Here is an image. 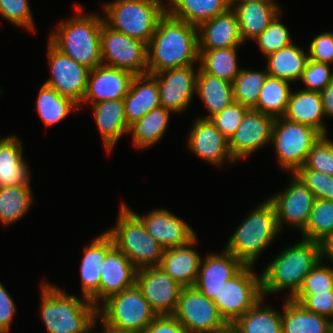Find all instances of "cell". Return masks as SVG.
Instances as JSON below:
<instances>
[{
  "label": "cell",
  "mask_w": 333,
  "mask_h": 333,
  "mask_svg": "<svg viewBox=\"0 0 333 333\" xmlns=\"http://www.w3.org/2000/svg\"><path fill=\"white\" fill-rule=\"evenodd\" d=\"M198 28L166 12L147 45L148 74L199 65Z\"/></svg>",
  "instance_id": "cell-1"
},
{
  "label": "cell",
  "mask_w": 333,
  "mask_h": 333,
  "mask_svg": "<svg viewBox=\"0 0 333 333\" xmlns=\"http://www.w3.org/2000/svg\"><path fill=\"white\" fill-rule=\"evenodd\" d=\"M74 16L57 24L48 40L63 54L89 69L102 64L100 32L104 23L98 12L84 14V6L74 3Z\"/></svg>",
  "instance_id": "cell-2"
},
{
  "label": "cell",
  "mask_w": 333,
  "mask_h": 333,
  "mask_svg": "<svg viewBox=\"0 0 333 333\" xmlns=\"http://www.w3.org/2000/svg\"><path fill=\"white\" fill-rule=\"evenodd\" d=\"M320 260L318 242L302 238L284 247L261 272L263 296L266 298L267 295L288 290L285 298L291 299L301 288L306 275Z\"/></svg>",
  "instance_id": "cell-3"
},
{
  "label": "cell",
  "mask_w": 333,
  "mask_h": 333,
  "mask_svg": "<svg viewBox=\"0 0 333 333\" xmlns=\"http://www.w3.org/2000/svg\"><path fill=\"white\" fill-rule=\"evenodd\" d=\"M39 288V314L47 333H87L98 317L95 304L82 296L68 294L47 280Z\"/></svg>",
  "instance_id": "cell-4"
},
{
  "label": "cell",
  "mask_w": 333,
  "mask_h": 333,
  "mask_svg": "<svg viewBox=\"0 0 333 333\" xmlns=\"http://www.w3.org/2000/svg\"><path fill=\"white\" fill-rule=\"evenodd\" d=\"M255 207L236 227L224 248L245 265L252 266H256L262 252L281 234L273 204L265 199Z\"/></svg>",
  "instance_id": "cell-5"
},
{
  "label": "cell",
  "mask_w": 333,
  "mask_h": 333,
  "mask_svg": "<svg viewBox=\"0 0 333 333\" xmlns=\"http://www.w3.org/2000/svg\"><path fill=\"white\" fill-rule=\"evenodd\" d=\"M166 0H111L102 4L104 23L115 31L148 45L160 18L167 12Z\"/></svg>",
  "instance_id": "cell-6"
},
{
  "label": "cell",
  "mask_w": 333,
  "mask_h": 333,
  "mask_svg": "<svg viewBox=\"0 0 333 333\" xmlns=\"http://www.w3.org/2000/svg\"><path fill=\"white\" fill-rule=\"evenodd\" d=\"M115 226L105 232L137 270L159 266L164 248L147 232L142 221L121 203Z\"/></svg>",
  "instance_id": "cell-7"
},
{
  "label": "cell",
  "mask_w": 333,
  "mask_h": 333,
  "mask_svg": "<svg viewBox=\"0 0 333 333\" xmlns=\"http://www.w3.org/2000/svg\"><path fill=\"white\" fill-rule=\"evenodd\" d=\"M157 316L136 284L98 307V317L123 333H143Z\"/></svg>",
  "instance_id": "cell-8"
},
{
  "label": "cell",
  "mask_w": 333,
  "mask_h": 333,
  "mask_svg": "<svg viewBox=\"0 0 333 333\" xmlns=\"http://www.w3.org/2000/svg\"><path fill=\"white\" fill-rule=\"evenodd\" d=\"M322 134L311 126L275 118L270 145H273L278 165L287 173L304 166L311 147Z\"/></svg>",
  "instance_id": "cell-9"
},
{
  "label": "cell",
  "mask_w": 333,
  "mask_h": 333,
  "mask_svg": "<svg viewBox=\"0 0 333 333\" xmlns=\"http://www.w3.org/2000/svg\"><path fill=\"white\" fill-rule=\"evenodd\" d=\"M255 266L245 265L234 277L228 279L215 295L221 316L228 324L253 308L263 297L261 273H255Z\"/></svg>",
  "instance_id": "cell-10"
},
{
  "label": "cell",
  "mask_w": 333,
  "mask_h": 333,
  "mask_svg": "<svg viewBox=\"0 0 333 333\" xmlns=\"http://www.w3.org/2000/svg\"><path fill=\"white\" fill-rule=\"evenodd\" d=\"M102 64L136 75L148 74L147 44L102 25L100 32Z\"/></svg>",
  "instance_id": "cell-11"
},
{
  "label": "cell",
  "mask_w": 333,
  "mask_h": 333,
  "mask_svg": "<svg viewBox=\"0 0 333 333\" xmlns=\"http://www.w3.org/2000/svg\"><path fill=\"white\" fill-rule=\"evenodd\" d=\"M188 333H220L228 323L216 304L195 287H184L172 315Z\"/></svg>",
  "instance_id": "cell-12"
},
{
  "label": "cell",
  "mask_w": 333,
  "mask_h": 333,
  "mask_svg": "<svg viewBox=\"0 0 333 333\" xmlns=\"http://www.w3.org/2000/svg\"><path fill=\"white\" fill-rule=\"evenodd\" d=\"M291 175L289 184L284 190H281L282 192H277L267 198L275 208L281 232L286 225L301 232L309 220L316 199L295 173H291Z\"/></svg>",
  "instance_id": "cell-13"
},
{
  "label": "cell",
  "mask_w": 333,
  "mask_h": 333,
  "mask_svg": "<svg viewBox=\"0 0 333 333\" xmlns=\"http://www.w3.org/2000/svg\"><path fill=\"white\" fill-rule=\"evenodd\" d=\"M47 41L46 55L50 78L44 84L80 105L90 69L63 54L49 40Z\"/></svg>",
  "instance_id": "cell-14"
},
{
  "label": "cell",
  "mask_w": 333,
  "mask_h": 333,
  "mask_svg": "<svg viewBox=\"0 0 333 333\" xmlns=\"http://www.w3.org/2000/svg\"><path fill=\"white\" fill-rule=\"evenodd\" d=\"M198 70L199 65H191L150 74L157 82L160 105L174 114L188 109L196 94Z\"/></svg>",
  "instance_id": "cell-15"
},
{
  "label": "cell",
  "mask_w": 333,
  "mask_h": 333,
  "mask_svg": "<svg viewBox=\"0 0 333 333\" xmlns=\"http://www.w3.org/2000/svg\"><path fill=\"white\" fill-rule=\"evenodd\" d=\"M135 284L158 316L174 314L184 287L160 266L137 270Z\"/></svg>",
  "instance_id": "cell-16"
},
{
  "label": "cell",
  "mask_w": 333,
  "mask_h": 333,
  "mask_svg": "<svg viewBox=\"0 0 333 333\" xmlns=\"http://www.w3.org/2000/svg\"><path fill=\"white\" fill-rule=\"evenodd\" d=\"M274 120V117L260 111H247L236 132L228 140L229 151L236 162L270 144Z\"/></svg>",
  "instance_id": "cell-17"
},
{
  "label": "cell",
  "mask_w": 333,
  "mask_h": 333,
  "mask_svg": "<svg viewBox=\"0 0 333 333\" xmlns=\"http://www.w3.org/2000/svg\"><path fill=\"white\" fill-rule=\"evenodd\" d=\"M144 224L150 236L164 249H171L188 244L197 236L191 225L165 208H153L143 213H136L124 203Z\"/></svg>",
  "instance_id": "cell-18"
},
{
  "label": "cell",
  "mask_w": 333,
  "mask_h": 333,
  "mask_svg": "<svg viewBox=\"0 0 333 333\" xmlns=\"http://www.w3.org/2000/svg\"><path fill=\"white\" fill-rule=\"evenodd\" d=\"M187 136V147L196 157L218 168L236 162L232 157L227 138L215 124L206 118L198 117L193 122Z\"/></svg>",
  "instance_id": "cell-19"
},
{
  "label": "cell",
  "mask_w": 333,
  "mask_h": 333,
  "mask_svg": "<svg viewBox=\"0 0 333 333\" xmlns=\"http://www.w3.org/2000/svg\"><path fill=\"white\" fill-rule=\"evenodd\" d=\"M134 77L135 75L129 71L104 64L90 69L86 90L79 109L83 104H87L86 108H88L91 104L124 99Z\"/></svg>",
  "instance_id": "cell-20"
},
{
  "label": "cell",
  "mask_w": 333,
  "mask_h": 333,
  "mask_svg": "<svg viewBox=\"0 0 333 333\" xmlns=\"http://www.w3.org/2000/svg\"><path fill=\"white\" fill-rule=\"evenodd\" d=\"M220 253H208L202 258L194 287L213 300L223 284L234 277L245 264L224 248Z\"/></svg>",
  "instance_id": "cell-21"
},
{
  "label": "cell",
  "mask_w": 333,
  "mask_h": 333,
  "mask_svg": "<svg viewBox=\"0 0 333 333\" xmlns=\"http://www.w3.org/2000/svg\"><path fill=\"white\" fill-rule=\"evenodd\" d=\"M83 256L79 268L81 279L80 296L90 300L97 307L100 306V276L102 263L106 254L114 247L112 238L102 232L100 235L84 245Z\"/></svg>",
  "instance_id": "cell-22"
},
{
  "label": "cell",
  "mask_w": 333,
  "mask_h": 333,
  "mask_svg": "<svg viewBox=\"0 0 333 333\" xmlns=\"http://www.w3.org/2000/svg\"><path fill=\"white\" fill-rule=\"evenodd\" d=\"M199 50L240 47L243 44L236 13L230 7L198 27Z\"/></svg>",
  "instance_id": "cell-23"
},
{
  "label": "cell",
  "mask_w": 333,
  "mask_h": 333,
  "mask_svg": "<svg viewBox=\"0 0 333 333\" xmlns=\"http://www.w3.org/2000/svg\"><path fill=\"white\" fill-rule=\"evenodd\" d=\"M100 276V305L109 297L133 287L136 267L115 246L106 254Z\"/></svg>",
  "instance_id": "cell-24"
},
{
  "label": "cell",
  "mask_w": 333,
  "mask_h": 333,
  "mask_svg": "<svg viewBox=\"0 0 333 333\" xmlns=\"http://www.w3.org/2000/svg\"><path fill=\"white\" fill-rule=\"evenodd\" d=\"M198 236L188 244L164 249L159 266L183 287H194L203 255L195 248Z\"/></svg>",
  "instance_id": "cell-25"
},
{
  "label": "cell",
  "mask_w": 333,
  "mask_h": 333,
  "mask_svg": "<svg viewBox=\"0 0 333 333\" xmlns=\"http://www.w3.org/2000/svg\"><path fill=\"white\" fill-rule=\"evenodd\" d=\"M95 125L99 130L104 150L111 153L117 142L128 135L129 126L126 123L125 105L123 99L107 100L91 104Z\"/></svg>",
  "instance_id": "cell-26"
},
{
  "label": "cell",
  "mask_w": 333,
  "mask_h": 333,
  "mask_svg": "<svg viewBox=\"0 0 333 333\" xmlns=\"http://www.w3.org/2000/svg\"><path fill=\"white\" fill-rule=\"evenodd\" d=\"M22 139L7 135L0 141V187L31 185V170L24 158Z\"/></svg>",
  "instance_id": "cell-27"
},
{
  "label": "cell",
  "mask_w": 333,
  "mask_h": 333,
  "mask_svg": "<svg viewBox=\"0 0 333 333\" xmlns=\"http://www.w3.org/2000/svg\"><path fill=\"white\" fill-rule=\"evenodd\" d=\"M230 7L236 13L243 43L258 37L283 9L277 2L230 3Z\"/></svg>",
  "instance_id": "cell-28"
},
{
  "label": "cell",
  "mask_w": 333,
  "mask_h": 333,
  "mask_svg": "<svg viewBox=\"0 0 333 333\" xmlns=\"http://www.w3.org/2000/svg\"><path fill=\"white\" fill-rule=\"evenodd\" d=\"M284 118L313 127L322 135L328 134V127L324 123L325 112L320 92L296 89L291 91Z\"/></svg>",
  "instance_id": "cell-29"
},
{
  "label": "cell",
  "mask_w": 333,
  "mask_h": 333,
  "mask_svg": "<svg viewBox=\"0 0 333 333\" xmlns=\"http://www.w3.org/2000/svg\"><path fill=\"white\" fill-rule=\"evenodd\" d=\"M123 101L125 105L126 123L130 126L152 109L161 106L156 80L150 74L136 75Z\"/></svg>",
  "instance_id": "cell-30"
},
{
  "label": "cell",
  "mask_w": 333,
  "mask_h": 333,
  "mask_svg": "<svg viewBox=\"0 0 333 333\" xmlns=\"http://www.w3.org/2000/svg\"><path fill=\"white\" fill-rule=\"evenodd\" d=\"M207 112L201 118L210 119L234 102L232 83L205 73L200 67L197 73L196 94Z\"/></svg>",
  "instance_id": "cell-31"
},
{
  "label": "cell",
  "mask_w": 333,
  "mask_h": 333,
  "mask_svg": "<svg viewBox=\"0 0 333 333\" xmlns=\"http://www.w3.org/2000/svg\"><path fill=\"white\" fill-rule=\"evenodd\" d=\"M294 42L266 58L268 76L283 79L290 83L299 82L308 62V51Z\"/></svg>",
  "instance_id": "cell-32"
},
{
  "label": "cell",
  "mask_w": 333,
  "mask_h": 333,
  "mask_svg": "<svg viewBox=\"0 0 333 333\" xmlns=\"http://www.w3.org/2000/svg\"><path fill=\"white\" fill-rule=\"evenodd\" d=\"M283 333H330L332 321L322 315L306 310L292 299L282 301Z\"/></svg>",
  "instance_id": "cell-33"
},
{
  "label": "cell",
  "mask_w": 333,
  "mask_h": 333,
  "mask_svg": "<svg viewBox=\"0 0 333 333\" xmlns=\"http://www.w3.org/2000/svg\"><path fill=\"white\" fill-rule=\"evenodd\" d=\"M172 114L174 113L171 110L160 106L130 125L128 135L132 134V145L139 150H145L144 148L148 149L160 142L169 127Z\"/></svg>",
  "instance_id": "cell-34"
},
{
  "label": "cell",
  "mask_w": 333,
  "mask_h": 333,
  "mask_svg": "<svg viewBox=\"0 0 333 333\" xmlns=\"http://www.w3.org/2000/svg\"><path fill=\"white\" fill-rule=\"evenodd\" d=\"M228 8L230 0H166V9L171 16L197 27Z\"/></svg>",
  "instance_id": "cell-35"
},
{
  "label": "cell",
  "mask_w": 333,
  "mask_h": 333,
  "mask_svg": "<svg viewBox=\"0 0 333 333\" xmlns=\"http://www.w3.org/2000/svg\"><path fill=\"white\" fill-rule=\"evenodd\" d=\"M34 200L31 185L0 187V223L3 227L25 217Z\"/></svg>",
  "instance_id": "cell-36"
},
{
  "label": "cell",
  "mask_w": 333,
  "mask_h": 333,
  "mask_svg": "<svg viewBox=\"0 0 333 333\" xmlns=\"http://www.w3.org/2000/svg\"><path fill=\"white\" fill-rule=\"evenodd\" d=\"M264 300L263 296L253 308L233 323L241 333H283L281 312L272 305L264 304Z\"/></svg>",
  "instance_id": "cell-37"
},
{
  "label": "cell",
  "mask_w": 333,
  "mask_h": 333,
  "mask_svg": "<svg viewBox=\"0 0 333 333\" xmlns=\"http://www.w3.org/2000/svg\"><path fill=\"white\" fill-rule=\"evenodd\" d=\"M238 48L199 50V67L207 74L232 83L242 69L238 62Z\"/></svg>",
  "instance_id": "cell-38"
},
{
  "label": "cell",
  "mask_w": 333,
  "mask_h": 333,
  "mask_svg": "<svg viewBox=\"0 0 333 333\" xmlns=\"http://www.w3.org/2000/svg\"><path fill=\"white\" fill-rule=\"evenodd\" d=\"M36 109L43 124L49 128L79 110V105L43 83L36 99Z\"/></svg>",
  "instance_id": "cell-39"
},
{
  "label": "cell",
  "mask_w": 333,
  "mask_h": 333,
  "mask_svg": "<svg viewBox=\"0 0 333 333\" xmlns=\"http://www.w3.org/2000/svg\"><path fill=\"white\" fill-rule=\"evenodd\" d=\"M289 81L268 76L260 90V96L254 110L274 118L283 117L286 113L291 86Z\"/></svg>",
  "instance_id": "cell-40"
},
{
  "label": "cell",
  "mask_w": 333,
  "mask_h": 333,
  "mask_svg": "<svg viewBox=\"0 0 333 333\" xmlns=\"http://www.w3.org/2000/svg\"><path fill=\"white\" fill-rule=\"evenodd\" d=\"M267 77L266 67L260 71L242 68L232 82L234 102L240 103L249 109H254Z\"/></svg>",
  "instance_id": "cell-41"
},
{
  "label": "cell",
  "mask_w": 333,
  "mask_h": 333,
  "mask_svg": "<svg viewBox=\"0 0 333 333\" xmlns=\"http://www.w3.org/2000/svg\"><path fill=\"white\" fill-rule=\"evenodd\" d=\"M333 232V200L316 198L301 238L319 242Z\"/></svg>",
  "instance_id": "cell-42"
},
{
  "label": "cell",
  "mask_w": 333,
  "mask_h": 333,
  "mask_svg": "<svg viewBox=\"0 0 333 333\" xmlns=\"http://www.w3.org/2000/svg\"><path fill=\"white\" fill-rule=\"evenodd\" d=\"M284 11H280L256 41L264 58L293 43L288 27L281 22Z\"/></svg>",
  "instance_id": "cell-43"
},
{
  "label": "cell",
  "mask_w": 333,
  "mask_h": 333,
  "mask_svg": "<svg viewBox=\"0 0 333 333\" xmlns=\"http://www.w3.org/2000/svg\"><path fill=\"white\" fill-rule=\"evenodd\" d=\"M0 16L16 27L36 32L29 0H0Z\"/></svg>",
  "instance_id": "cell-44"
},
{
  "label": "cell",
  "mask_w": 333,
  "mask_h": 333,
  "mask_svg": "<svg viewBox=\"0 0 333 333\" xmlns=\"http://www.w3.org/2000/svg\"><path fill=\"white\" fill-rule=\"evenodd\" d=\"M304 166L333 176V141L328 135H322L311 147Z\"/></svg>",
  "instance_id": "cell-45"
},
{
  "label": "cell",
  "mask_w": 333,
  "mask_h": 333,
  "mask_svg": "<svg viewBox=\"0 0 333 333\" xmlns=\"http://www.w3.org/2000/svg\"><path fill=\"white\" fill-rule=\"evenodd\" d=\"M333 79V69L330 64L308 59L300 82L304 84L302 90L321 92Z\"/></svg>",
  "instance_id": "cell-46"
},
{
  "label": "cell",
  "mask_w": 333,
  "mask_h": 333,
  "mask_svg": "<svg viewBox=\"0 0 333 333\" xmlns=\"http://www.w3.org/2000/svg\"><path fill=\"white\" fill-rule=\"evenodd\" d=\"M306 310L333 321V290L327 292H297L292 298Z\"/></svg>",
  "instance_id": "cell-47"
},
{
  "label": "cell",
  "mask_w": 333,
  "mask_h": 333,
  "mask_svg": "<svg viewBox=\"0 0 333 333\" xmlns=\"http://www.w3.org/2000/svg\"><path fill=\"white\" fill-rule=\"evenodd\" d=\"M295 174L316 198L333 200V176L308 169L305 166L300 167Z\"/></svg>",
  "instance_id": "cell-48"
},
{
  "label": "cell",
  "mask_w": 333,
  "mask_h": 333,
  "mask_svg": "<svg viewBox=\"0 0 333 333\" xmlns=\"http://www.w3.org/2000/svg\"><path fill=\"white\" fill-rule=\"evenodd\" d=\"M248 110V107L233 102L230 106L212 116L210 120L215 124L217 130L229 140L236 132Z\"/></svg>",
  "instance_id": "cell-49"
},
{
  "label": "cell",
  "mask_w": 333,
  "mask_h": 333,
  "mask_svg": "<svg viewBox=\"0 0 333 333\" xmlns=\"http://www.w3.org/2000/svg\"><path fill=\"white\" fill-rule=\"evenodd\" d=\"M320 260L304 278L298 292H327L333 290V267Z\"/></svg>",
  "instance_id": "cell-50"
},
{
  "label": "cell",
  "mask_w": 333,
  "mask_h": 333,
  "mask_svg": "<svg viewBox=\"0 0 333 333\" xmlns=\"http://www.w3.org/2000/svg\"><path fill=\"white\" fill-rule=\"evenodd\" d=\"M309 59L333 65V32L315 35L307 46Z\"/></svg>",
  "instance_id": "cell-51"
},
{
  "label": "cell",
  "mask_w": 333,
  "mask_h": 333,
  "mask_svg": "<svg viewBox=\"0 0 333 333\" xmlns=\"http://www.w3.org/2000/svg\"><path fill=\"white\" fill-rule=\"evenodd\" d=\"M16 308L13 297L0 282V333H10Z\"/></svg>",
  "instance_id": "cell-52"
},
{
  "label": "cell",
  "mask_w": 333,
  "mask_h": 333,
  "mask_svg": "<svg viewBox=\"0 0 333 333\" xmlns=\"http://www.w3.org/2000/svg\"><path fill=\"white\" fill-rule=\"evenodd\" d=\"M143 333H188L172 315L157 316Z\"/></svg>",
  "instance_id": "cell-53"
},
{
  "label": "cell",
  "mask_w": 333,
  "mask_h": 333,
  "mask_svg": "<svg viewBox=\"0 0 333 333\" xmlns=\"http://www.w3.org/2000/svg\"><path fill=\"white\" fill-rule=\"evenodd\" d=\"M318 243L321 261H329L333 267V232L326 235Z\"/></svg>",
  "instance_id": "cell-54"
},
{
  "label": "cell",
  "mask_w": 333,
  "mask_h": 333,
  "mask_svg": "<svg viewBox=\"0 0 333 333\" xmlns=\"http://www.w3.org/2000/svg\"><path fill=\"white\" fill-rule=\"evenodd\" d=\"M326 118H333V79L320 92Z\"/></svg>",
  "instance_id": "cell-55"
},
{
  "label": "cell",
  "mask_w": 333,
  "mask_h": 333,
  "mask_svg": "<svg viewBox=\"0 0 333 333\" xmlns=\"http://www.w3.org/2000/svg\"><path fill=\"white\" fill-rule=\"evenodd\" d=\"M98 321H100V324H102L101 325L102 330L100 329V331L97 332V330L95 331L94 328H96L98 326L97 325L99 323ZM87 333H123V332L107 325L103 320H101L99 317H97L89 326Z\"/></svg>",
  "instance_id": "cell-56"
},
{
  "label": "cell",
  "mask_w": 333,
  "mask_h": 333,
  "mask_svg": "<svg viewBox=\"0 0 333 333\" xmlns=\"http://www.w3.org/2000/svg\"><path fill=\"white\" fill-rule=\"evenodd\" d=\"M220 333H241L233 324H228Z\"/></svg>",
  "instance_id": "cell-57"
},
{
  "label": "cell",
  "mask_w": 333,
  "mask_h": 333,
  "mask_svg": "<svg viewBox=\"0 0 333 333\" xmlns=\"http://www.w3.org/2000/svg\"><path fill=\"white\" fill-rule=\"evenodd\" d=\"M247 2H276V0H230V3H247Z\"/></svg>",
  "instance_id": "cell-58"
},
{
  "label": "cell",
  "mask_w": 333,
  "mask_h": 333,
  "mask_svg": "<svg viewBox=\"0 0 333 333\" xmlns=\"http://www.w3.org/2000/svg\"><path fill=\"white\" fill-rule=\"evenodd\" d=\"M330 333H333V321H332V323H331Z\"/></svg>",
  "instance_id": "cell-59"
}]
</instances>
